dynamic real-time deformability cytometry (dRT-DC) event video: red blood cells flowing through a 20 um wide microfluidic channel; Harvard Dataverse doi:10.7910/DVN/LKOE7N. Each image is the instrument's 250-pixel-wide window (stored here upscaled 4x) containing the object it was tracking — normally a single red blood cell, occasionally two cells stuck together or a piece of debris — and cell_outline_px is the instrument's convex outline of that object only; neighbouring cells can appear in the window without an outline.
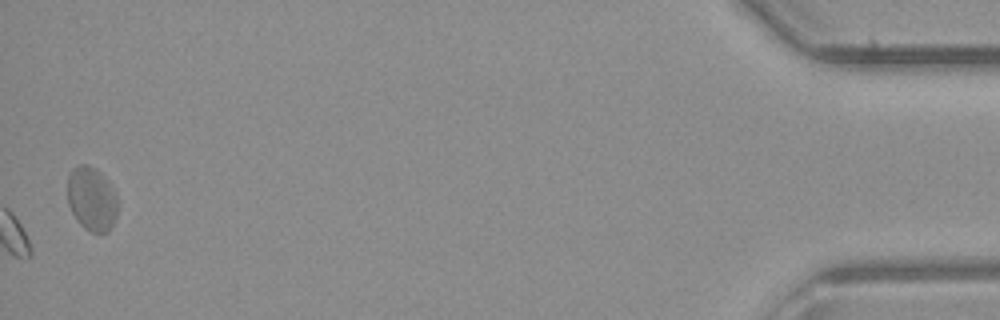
{"species": "common noctule bat (a hibernating species)", "species_latin": "Nyctalus noctula", "temperature_condition": "room temperature", "stored_images_in_passage": 34, "camera_frame_rate_fps": 3000, "um_per_image_px": 0.085, "animal": {"sex": "male", "body_mass_g": 23.1, "forearm_length_mm": 52.7}, "frame": {"image": 1, "passage_image": 34, "time_ms": 11.0, "image_size_px": [1000, 320], "cell_outline_px": [[116, 216], [108, 232], [92, 232], [84, 228], [76, 220], [68, 204], [68, 176], [72, 168], [80, 164], [88, 164], [100, 172], [112, 188], [116, 196]], "centroid_in_image_um": [7.76, 16.9], "position_along_channel_um": 427.4, "area_um2": 18.5}}